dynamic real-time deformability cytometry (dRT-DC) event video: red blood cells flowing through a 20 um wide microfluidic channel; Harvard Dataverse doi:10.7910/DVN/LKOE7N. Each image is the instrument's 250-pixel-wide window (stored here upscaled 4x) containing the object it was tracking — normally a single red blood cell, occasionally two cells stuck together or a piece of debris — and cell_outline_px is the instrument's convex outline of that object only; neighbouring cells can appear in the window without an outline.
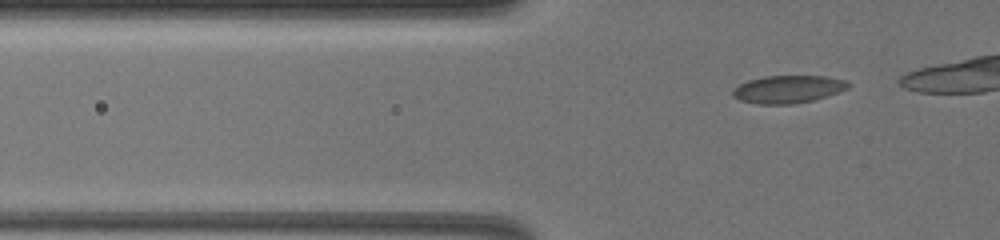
{"species": "common noctule bat (a hibernating species)", "species_latin": "Nyctalus noctula", "temperature_condition": "warm", "stored_images_in_passage": 22, "camera_frame_rate_fps": 3000, "um_per_image_px": 0.085, "animal": {"sex": "female", "body_mass_g": 19.5, "forearm_length_mm": 54.1}, "frame": {"image": 1, "passage_image": 13, "time_ms": 4.0, "image_size_px": [1000, 240], "cell_outline_px": [[852, 84], [848, 88], [812, 100], [792, 104], [760, 104], [740, 100], [732, 96], [732, 92], [740, 84], [748, 80], [764, 76], [824, 76], [844, 80]], "centroid_in_image_um": [66.96, 7.58], "position_along_channel_um": 58.8, "area_um2": 18.32}}
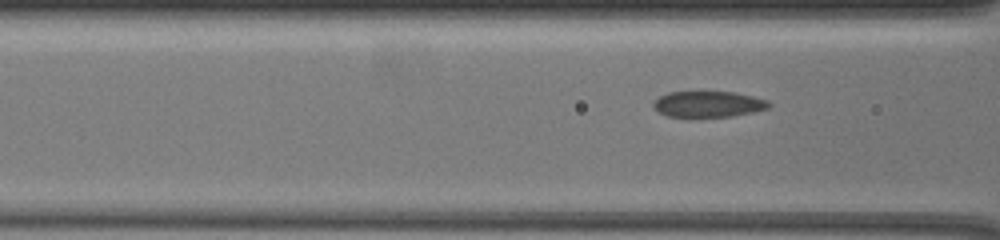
{"frame": {"image": 2, "passage_image": 19, "time_ms": 6.0, "image_size_px": [1000, 240], "cell_outline_px": [[772, 104], [768, 108], [752, 112], [732, 116], [668, 116], [660, 112], [652, 104], [660, 96], [668, 92], [732, 92], [752, 96], [768, 100]], "centroid_in_image_um": [60.24, 8.84], "position_along_channel_um": 106.4, "area_um2": 17.11}}